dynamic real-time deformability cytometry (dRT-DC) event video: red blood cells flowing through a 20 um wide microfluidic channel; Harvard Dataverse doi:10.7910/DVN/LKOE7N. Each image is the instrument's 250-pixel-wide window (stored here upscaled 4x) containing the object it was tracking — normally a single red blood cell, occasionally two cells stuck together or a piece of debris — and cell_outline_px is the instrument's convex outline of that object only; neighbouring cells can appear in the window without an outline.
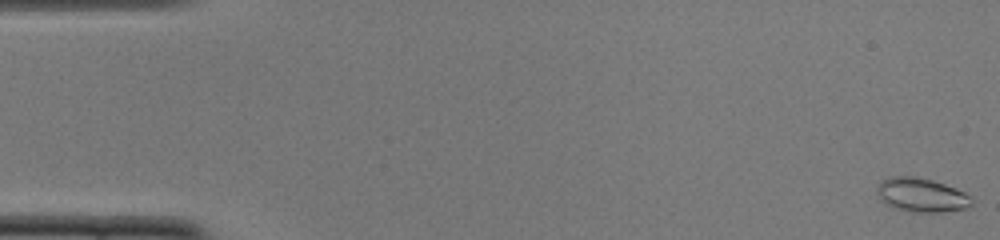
{"species": "common noctule bat (a hibernating species)", "species_latin": "Nyctalus noctula", "temperature_condition": "cold", "stored_images_in_passage": 47, "camera_frame_rate_fps": 3000, "um_per_image_px": 0.085, "animal": {"sex": "female", "body_mass_g": 22.0, "forearm_length_mm": 56.7}, "frame": {"image": 1, "passage_image": 1, "time_ms": 0.0, "image_size_px": [1000, 240], "cell_outline_px": [[972, 204], [964, 208], [932, 212], [916, 212], [900, 208], [888, 204], [880, 196], [880, 180], [888, 176], [916, 176], [932, 180], [956, 188], [972, 196]], "centroid_in_image_um": [78.38, 16.54], "position_along_channel_um": 6.6, "area_um2": 18.09}}
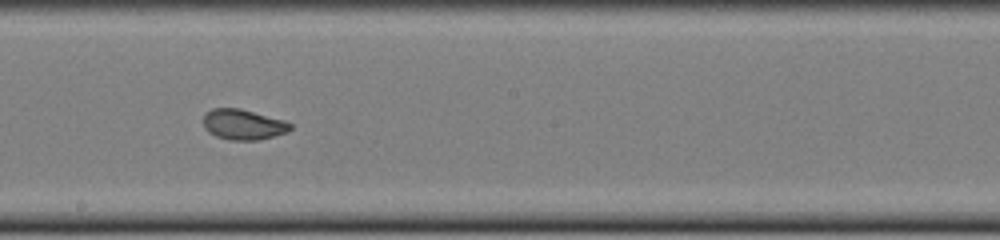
{"frame": {"image": 2, "passage_image": 29, "time_ms": 9.333, "image_size_px": [1000, 240], "cell_outline_px": [[292, 128], [288, 132], [256, 140], [232, 140], [216, 136], [208, 132], [204, 128], [204, 112], [212, 108], [240, 108], [284, 120], [292, 124]], "centroid_in_image_um": [20.66, 10.57], "position_along_channel_um": 227.5, "area_um2": 15.43}}
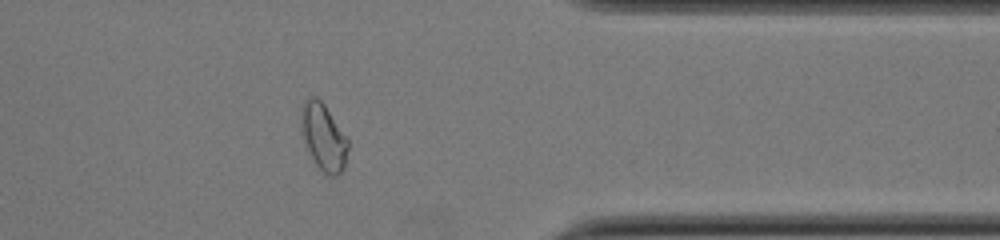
{"frame": {"image": 3, "passage_image": 42, "time_ms": 13.667, "image_size_px": [1000, 240], "cell_outline_px": [[348, 148], [344, 168], [336, 176], [328, 176], [316, 164], [304, 140], [300, 112], [304, 100], [312, 96], [316, 96], [324, 104], [348, 140]], "centroid_in_image_um": [27.5, 11.63], "position_along_channel_um": 383.9, "area_um2": 17.8}}